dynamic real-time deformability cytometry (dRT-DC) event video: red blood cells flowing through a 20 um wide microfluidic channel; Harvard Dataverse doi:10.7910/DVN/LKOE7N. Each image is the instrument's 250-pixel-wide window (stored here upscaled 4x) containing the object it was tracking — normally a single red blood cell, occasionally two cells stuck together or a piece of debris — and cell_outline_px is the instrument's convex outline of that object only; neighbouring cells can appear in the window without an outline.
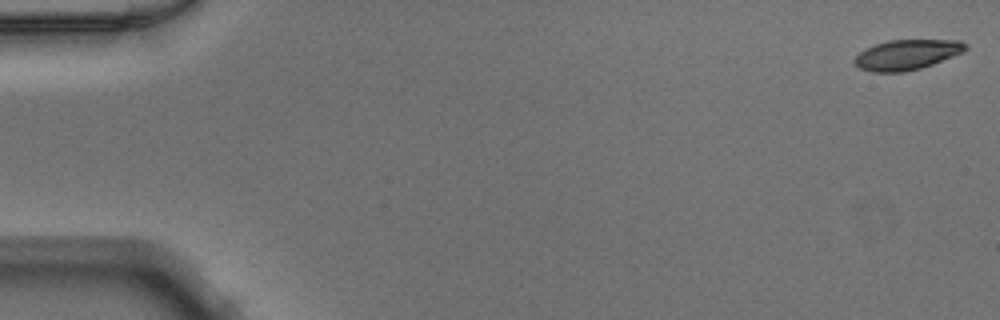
{"species": "Egyptian fruit bat (a non-hibernating species)", "species_latin": "Rousettus aegyptiacus", "temperature_condition": "warm", "stored_images_in_passage": 50, "camera_frame_rate_fps": 3000, "um_per_image_px": 0.085, "animal": {"sex": "male"}, "frame": {"image": 1, "passage_image": 1, "time_ms": 0.0, "image_size_px": [1000, 320], "cell_outline_px": [[968, 48], [964, 52], [932, 64], [920, 68], [904, 72], [872, 72], [860, 68], [852, 60], [864, 48], [888, 40], [960, 40], [968, 44]], "centroid_in_image_um": [77.1, 4.64], "position_along_channel_um": 7.9, "area_um2": 19.54}}
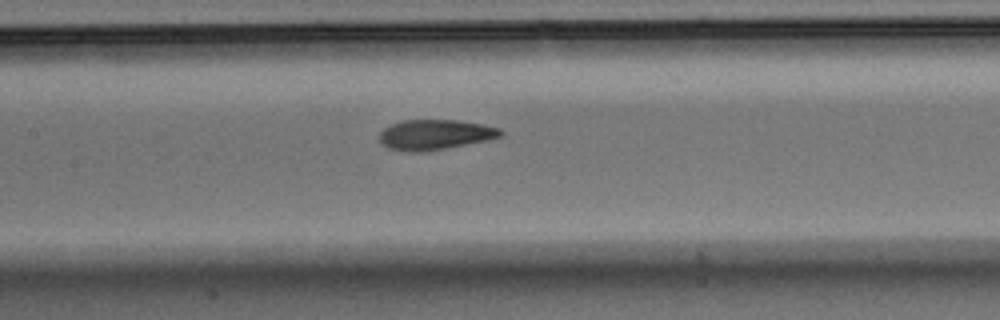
{"frame": {"image": 2, "passage_image": 24, "time_ms": 7.667, "image_size_px": [1000, 320], "cell_outline_px": [[504, 132], [500, 136], [488, 140], [448, 148], [424, 152], [412, 152], [388, 148], [380, 140], [380, 132], [384, 128], [392, 124], [404, 120], [456, 120], [480, 124], [500, 128]], "centroid_in_image_um": [36.99, 11.45], "position_along_channel_um": 170.4, "area_um2": 21.15}}
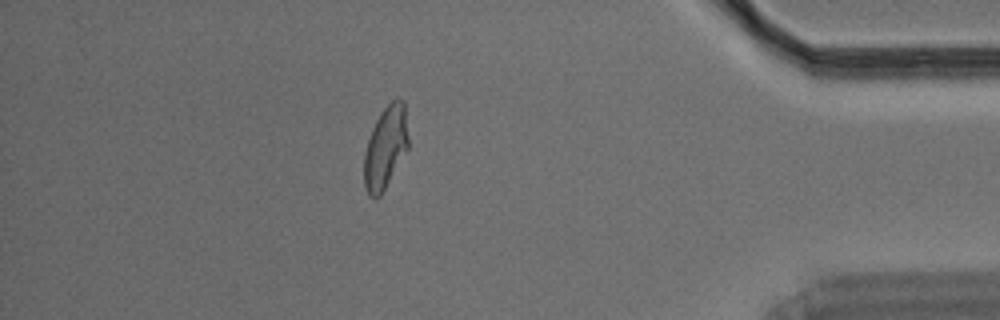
{"frame": {"image": 3, "passage_image": 44, "time_ms": 14.333, "image_size_px": [1000, 320], "cell_outline_px": [[408, 148], [380, 196], [368, 196], [364, 184], [364, 152], [372, 128], [380, 112], [396, 96], [404, 100], [408, 136]], "centroid_in_image_um": [32.77, 12.49], "position_along_channel_um": 402.4, "area_um2": 21.15}}